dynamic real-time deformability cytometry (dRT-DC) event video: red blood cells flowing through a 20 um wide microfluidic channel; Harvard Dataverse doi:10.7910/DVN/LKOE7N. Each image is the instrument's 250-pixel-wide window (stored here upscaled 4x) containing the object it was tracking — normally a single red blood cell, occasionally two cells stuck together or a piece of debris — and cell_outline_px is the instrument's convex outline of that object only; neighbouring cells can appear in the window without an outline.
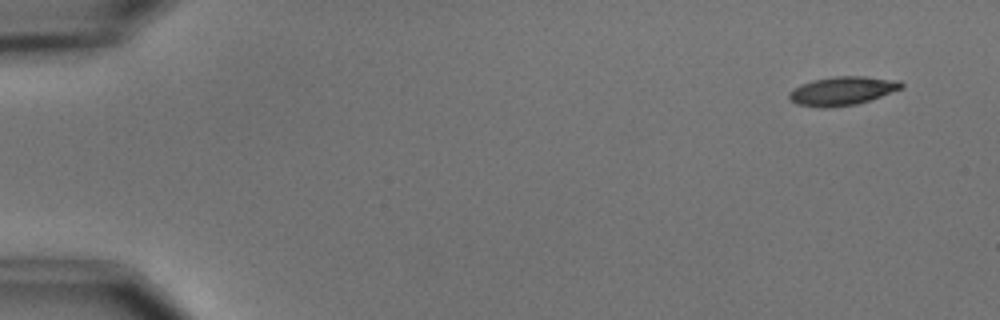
{"species": "common noctule bat (a hibernating species)", "species_latin": "Nyctalus noctula", "temperature_condition": "cold", "stored_images_in_passage": 6, "camera_frame_rate_fps": 3000, "um_per_image_px": 0.085, "animal": {"sex": "male", "body_mass_g": 15.6}, "frame": {"image": 1, "passage_image": 1, "time_ms": 0.0, "image_size_px": [1000, 320], "cell_outline_px": [[904, 88], [856, 104], [828, 108], [820, 108], [796, 104], [788, 96], [788, 92], [792, 88], [800, 84], [812, 80], [836, 76], [864, 76], [900, 80], [904, 84]], "centroid_in_image_um": [71.58, 7.72], "position_along_channel_um": 13.4, "area_um2": 18.9}}
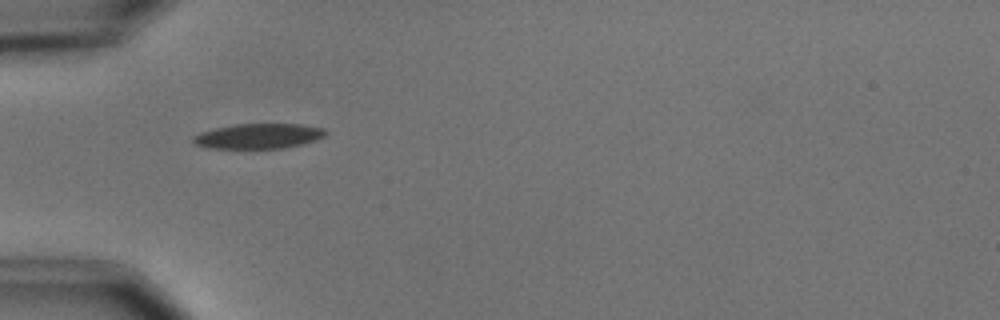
{"frame": {"image": 2, "passage_image": 5, "time_ms": 4.667, "image_size_px": [1000, 320], "cell_outline_px": [[328, 132], [324, 136], [316, 140], [284, 148], [208, 148], [196, 144], [192, 140], [192, 136], [200, 132], [216, 128], [236, 124], [300, 124], [324, 128]], "centroid_in_image_um": [21.98, 11.56], "position_along_channel_um": 63.0, "area_um2": 19.25}}